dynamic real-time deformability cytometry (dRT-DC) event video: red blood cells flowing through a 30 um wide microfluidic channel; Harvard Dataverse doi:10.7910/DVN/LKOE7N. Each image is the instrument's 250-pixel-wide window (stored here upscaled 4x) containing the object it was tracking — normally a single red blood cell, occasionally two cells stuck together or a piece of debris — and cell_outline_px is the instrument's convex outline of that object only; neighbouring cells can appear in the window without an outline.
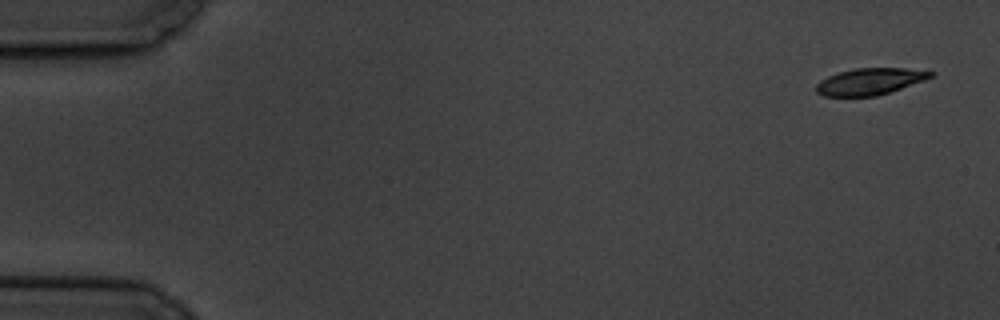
{"species": "common noctule bat (a hibernating species)", "species_latin": "Nyctalus noctula", "temperature_condition": "cold", "stored_images_in_passage": 3, "camera_frame_rate_fps": 3000, "um_per_image_px": 0.085, "animal": {"sex": "male", "body_mass_g": 19.5, "forearm_length_mm": 54.6}, "frame": {"image": 1, "passage_image": 1, "time_ms": 0.0, "image_size_px": [1000, 320], "cell_outline_px": [[936, 72], [932, 76], [924, 80], [876, 96], [824, 96], [816, 92], [816, 84], [820, 80], [828, 76], [840, 72], [856, 68], [904, 68]], "centroid_in_image_um": [73.91, 6.92], "position_along_channel_um": 11.1, "area_um2": 17.51}}